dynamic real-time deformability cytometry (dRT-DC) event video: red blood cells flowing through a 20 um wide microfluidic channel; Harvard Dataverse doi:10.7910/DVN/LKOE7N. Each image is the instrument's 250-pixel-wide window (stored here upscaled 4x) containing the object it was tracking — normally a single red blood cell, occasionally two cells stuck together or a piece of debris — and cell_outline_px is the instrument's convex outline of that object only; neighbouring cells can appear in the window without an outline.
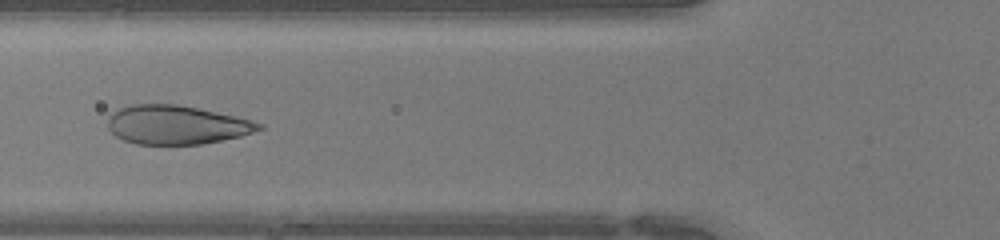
{"species": "human", "species_latin": "Homo sapiens", "temperature_condition": "warm", "stored_images_in_passage": 43, "camera_frame_rate_fps": 3000, "um_per_image_px": 0.085, "donor": {"sex": "female"}, "frame": {"image": 1, "passage_image": 15, "time_ms": 4.667, "image_size_px": [1000, 240], "cell_outline_px": [[264, 128], [240, 136], [200, 144], [136, 144], [124, 140], [116, 136], [108, 128], [108, 112], [116, 108], [128, 104], [176, 104], [236, 116], [252, 120], [264, 124]], "centroid_in_image_um": [14.94, 10.59], "position_along_channel_um": 110.9, "area_um2": 34.33}}
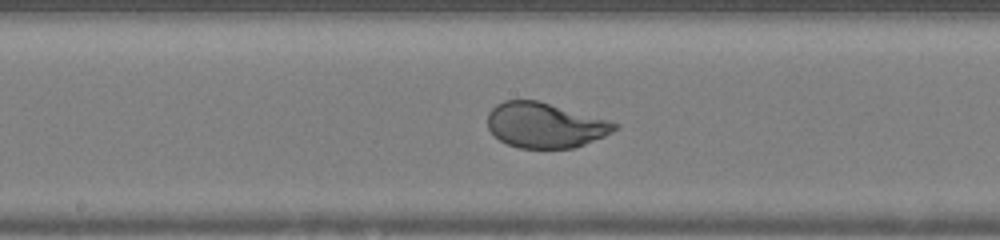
{"frame": {"image": 2, "passage_image": 21, "time_ms": 6.667, "image_size_px": [1000, 240], "cell_outline_px": [[620, 124], [612, 132], [604, 136], [584, 144], [572, 148], [520, 148], [508, 144], [500, 140], [488, 128], [488, 112], [496, 104], [504, 100], [536, 100], [608, 120]], "centroid_in_image_um": [46.3, 10.64], "position_along_channel_um": 201.9, "area_um2": 33.06}}
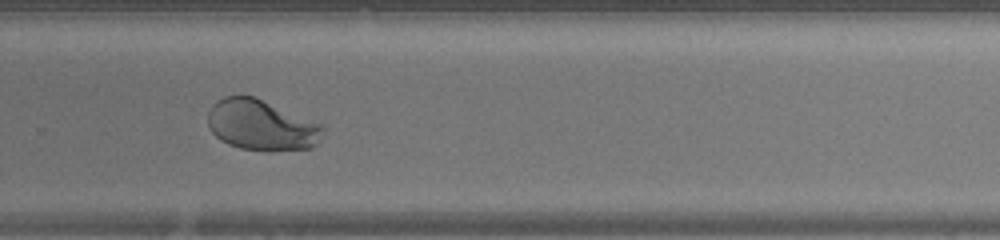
{"frame": {"image": 3, "passage_image": 28, "time_ms": 9.0, "image_size_px": [1000, 240], "cell_outline_px": [[324, 128], [316, 144], [312, 148], [268, 152], [240, 148], [228, 144], [220, 140], [212, 132], [208, 124], [208, 112], [212, 104], [216, 100], [224, 96], [252, 96], [324, 124]], "centroid_in_image_um": [22.21, 10.65], "position_along_channel_um": 307.6, "area_um2": 34.16}}